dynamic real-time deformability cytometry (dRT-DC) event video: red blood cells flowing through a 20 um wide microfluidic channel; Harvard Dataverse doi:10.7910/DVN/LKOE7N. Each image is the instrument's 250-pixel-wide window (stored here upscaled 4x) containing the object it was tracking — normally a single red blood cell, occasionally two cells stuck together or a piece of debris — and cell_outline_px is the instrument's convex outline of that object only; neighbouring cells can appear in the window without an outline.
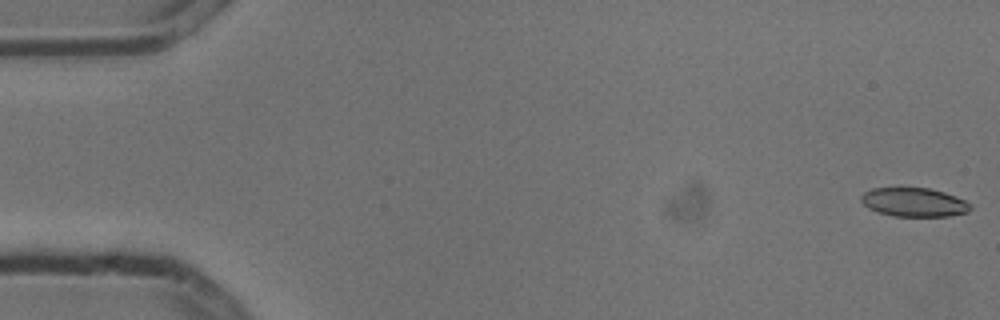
{"species": "common noctule bat (a hibernating species)", "species_latin": "Nyctalus noctula", "temperature_condition": "cold", "stored_images_in_passage": 6, "camera_frame_rate_fps": 3000, "um_per_image_px": 0.085, "animal": {"sex": "male", "body_mass_g": 13.3}, "frame": {"image": 1, "passage_image": 1, "time_ms": 0.0, "image_size_px": [1000, 320], "cell_outline_px": [[972, 208], [968, 212], [948, 216], [892, 216], [876, 212], [868, 208], [860, 200], [860, 196], [864, 192], [872, 188], [928, 188], [944, 192], [956, 196], [964, 200]], "centroid_in_image_um": [77.65, 17.19], "position_along_channel_um": 7.3, "area_um2": 18.38}}
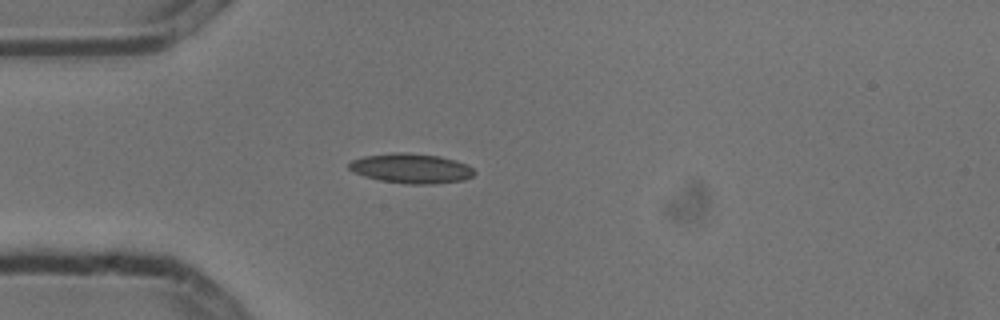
{"frame": {"image": 2, "passage_image": 5, "time_ms": 1.333, "image_size_px": [1000, 320], "cell_outline_px": [[476, 172], [472, 176], [464, 180], [432, 184], [404, 184], [380, 180], [364, 176], [352, 172], [348, 168], [348, 164], [352, 160], [364, 156], [392, 152], [408, 152], [440, 156], [456, 160], [472, 168]], "centroid_in_image_um": [34.92, 14.31], "position_along_channel_um": 50.1, "area_um2": 21.91}}